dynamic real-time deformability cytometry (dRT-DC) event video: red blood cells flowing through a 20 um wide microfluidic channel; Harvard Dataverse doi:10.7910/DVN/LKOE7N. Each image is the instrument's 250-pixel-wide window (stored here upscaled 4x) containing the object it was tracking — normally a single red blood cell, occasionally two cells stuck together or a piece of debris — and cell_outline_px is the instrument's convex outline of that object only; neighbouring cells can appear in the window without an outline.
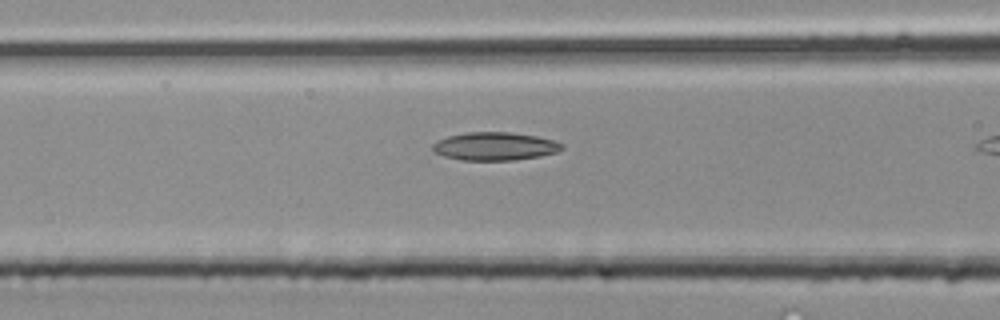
{"species": "common noctule bat (a hibernating species)", "species_latin": "Nyctalus noctula", "temperature_condition": "room temperature", "stored_images_in_passage": 8, "camera_frame_rate_fps": 3000, "um_per_image_px": 0.085, "animal": {"sex": "male", "body_mass_g": 20.4}, "frame": {"image": 1, "passage_image": 7, "time_ms": 2.0, "image_size_px": [1000, 320], "cell_outline_px": [[564, 148], [556, 152], [540, 156], [512, 160], [460, 160], [444, 156], [436, 152], [432, 148], [432, 144], [436, 140], [448, 136], [468, 132], [508, 132], [536, 136], [552, 140], [564, 144]], "centroid_in_image_um": [42.05, 12.43], "position_along_channel_um": 124.6, "area_um2": 21.1}}